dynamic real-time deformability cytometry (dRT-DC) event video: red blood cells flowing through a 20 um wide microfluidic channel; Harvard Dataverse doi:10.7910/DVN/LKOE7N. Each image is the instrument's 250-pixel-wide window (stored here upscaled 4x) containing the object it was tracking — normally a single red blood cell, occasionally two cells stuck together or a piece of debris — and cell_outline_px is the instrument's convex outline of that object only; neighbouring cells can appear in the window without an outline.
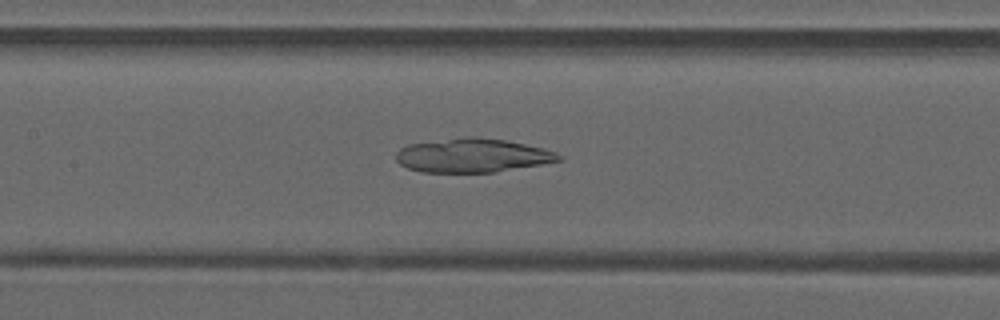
{"species": "common noctule bat (a hibernating species)", "species_latin": "Nyctalus noctula", "temperature_condition": "warm", "stored_images_in_passage": 48, "camera_frame_rate_fps": 3000, "um_per_image_px": 0.085, "animal": {"sex": "male", "forearm_length_mm": 52.5}, "frame": {"image": 1, "passage_image": 22, "time_ms": 7.0, "image_size_px": [1000, 320], "cell_outline_px": [[564, 160], [492, 172], [424, 172], [408, 168], [400, 164], [396, 160], [396, 152], [400, 148], [408, 144], [464, 136], [476, 136], [508, 140], [544, 148], [556, 152], [564, 156]], "centroid_in_image_um": [40.18, 13.19], "position_along_channel_um": 167.2, "area_um2": 32.31}}
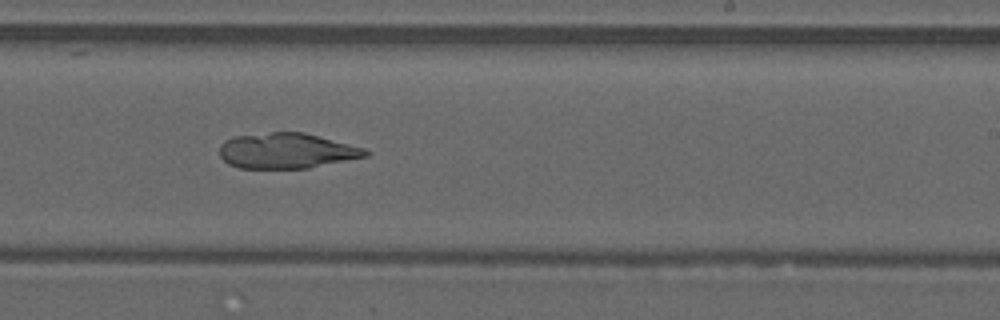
{"frame": {"image": 2, "passage_image": 29, "time_ms": 9.333, "image_size_px": [1000, 320], "cell_outline_px": [[372, 152], [368, 156], [308, 168], [240, 168], [228, 164], [220, 156], [220, 144], [224, 140], [232, 136], [272, 132], [304, 132], [364, 148]], "centroid_in_image_um": [24.35, 12.81], "position_along_channel_um": 264.7, "area_um2": 30.17}}
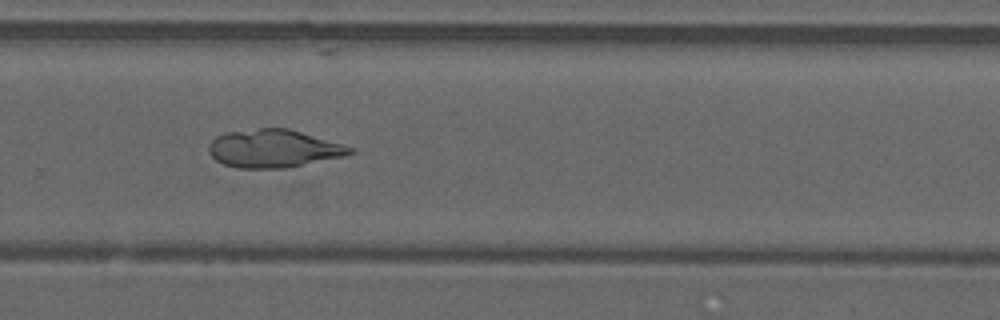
{"frame": {"image": 3, "passage_image": 32, "time_ms": 10.333, "image_size_px": [1000, 320], "cell_outline_px": [[356, 152], [344, 156], [288, 168], [236, 168], [224, 164], [216, 160], [208, 152], [208, 148], [212, 140], [216, 136], [224, 132], [260, 128], [288, 128], [344, 144], [356, 148]], "centroid_in_image_um": [23.28, 12.63], "position_along_channel_um": 306.5, "area_um2": 31.5}}